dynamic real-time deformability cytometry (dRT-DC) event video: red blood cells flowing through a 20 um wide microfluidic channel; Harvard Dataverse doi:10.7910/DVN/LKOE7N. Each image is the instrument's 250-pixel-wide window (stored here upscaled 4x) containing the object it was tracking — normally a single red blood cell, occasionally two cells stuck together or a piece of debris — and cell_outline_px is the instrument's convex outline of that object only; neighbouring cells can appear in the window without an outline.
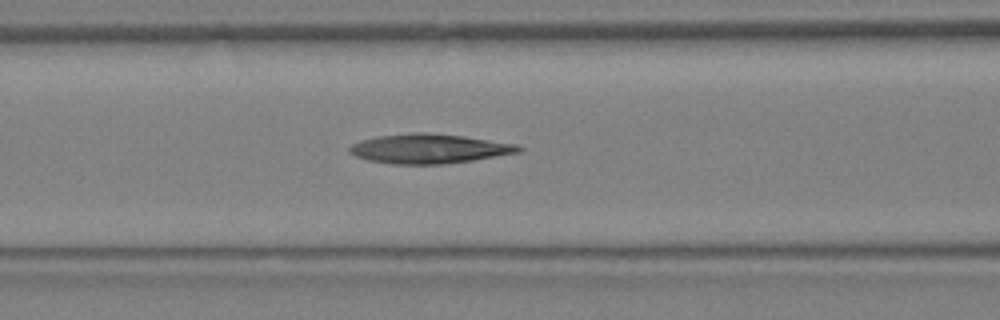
{"species": "Egyptian fruit bat (a non-hibernating species)", "species_latin": "Rousettus aegyptiacus", "temperature_condition": "warm", "stored_images_in_passage": 13, "camera_frame_rate_fps": 3000, "um_per_image_px": 0.085, "animal": {"sex": "female"}, "frame": {"image": 1, "passage_image": 11, "time_ms": 3.333, "image_size_px": [1000, 320], "cell_outline_px": [[524, 148], [520, 152], [472, 160], [440, 164], [392, 164], [368, 160], [356, 156], [348, 152], [348, 148], [352, 144], [360, 140], [376, 136], [416, 132], [424, 132], [464, 136], [516, 144]], "centroid_in_image_um": [36.44, 12.63], "position_along_channel_um": 130.2, "area_um2": 28.96}}
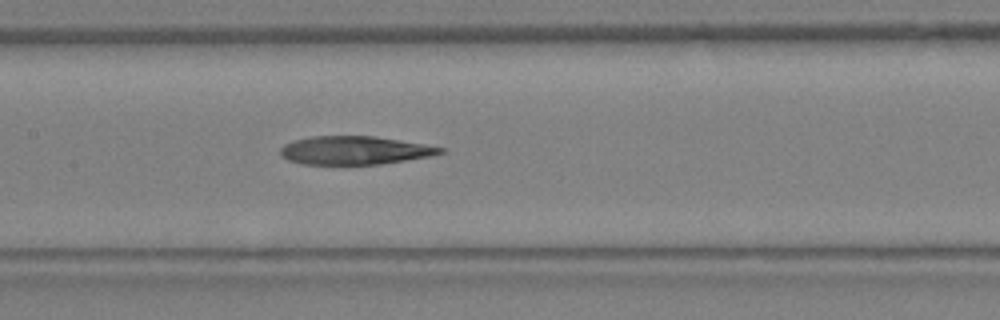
{"frame": {"image": 2, "passage_image": 13, "time_ms": 4.0, "image_size_px": [1000, 320], "cell_outline_px": [[444, 152], [428, 156], [380, 164], [304, 164], [288, 160], [280, 152], [280, 148], [284, 144], [292, 140], [312, 136], [376, 136], [424, 144], [444, 148]], "centroid_in_image_um": [30.11, 12.77], "position_along_channel_um": 177.3, "area_um2": 26.18}}